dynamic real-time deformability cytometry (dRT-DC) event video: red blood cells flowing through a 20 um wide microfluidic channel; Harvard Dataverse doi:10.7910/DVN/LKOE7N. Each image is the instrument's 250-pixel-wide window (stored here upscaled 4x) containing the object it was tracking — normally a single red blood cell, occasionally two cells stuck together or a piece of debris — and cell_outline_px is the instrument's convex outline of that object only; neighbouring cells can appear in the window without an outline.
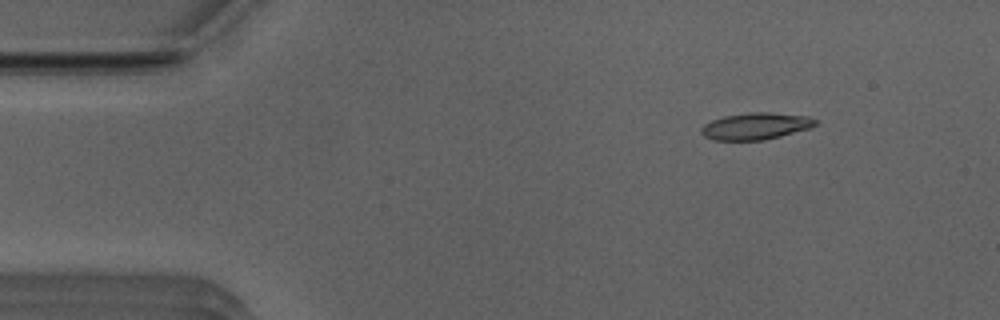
{"species": "Egyptian fruit bat (a non-hibernating species)", "species_latin": "Rousettus aegyptiacus", "temperature_condition": "room temperature", "stored_images_in_passage": 10, "camera_frame_rate_fps": 3000, "um_per_image_px": 0.085, "animal": {"sex": "male"}, "frame": {"image": 1, "passage_image": 1, "time_ms": 0.0, "image_size_px": [1000, 320], "cell_outline_px": [[820, 120], [816, 124], [808, 128], [780, 136], [764, 140], [716, 140], [704, 136], [700, 132], [700, 128], [704, 124], [712, 120], [724, 116], [748, 112], [768, 112], [808, 116]], "centroid_in_image_um": [64.23, 10.71], "position_along_channel_um": 20.8, "area_um2": 17.8}}